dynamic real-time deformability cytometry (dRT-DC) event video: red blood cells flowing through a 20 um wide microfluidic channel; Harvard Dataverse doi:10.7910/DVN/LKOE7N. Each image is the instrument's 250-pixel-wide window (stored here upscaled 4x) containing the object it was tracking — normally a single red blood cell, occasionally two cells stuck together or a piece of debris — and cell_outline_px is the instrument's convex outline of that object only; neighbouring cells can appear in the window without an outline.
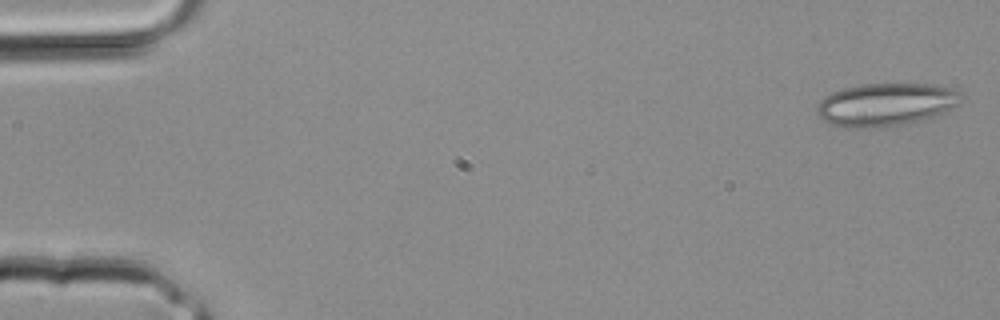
{"species": "common noctule bat (a hibernating species)", "species_latin": "Nyctalus noctula", "temperature_condition": "room temperature", "stored_images_in_passage": 2, "camera_frame_rate_fps": 3000, "um_per_image_px": 0.085, "animal": {"sex": "male", "body_mass_g": 20.4}, "frame": {"image": 1, "passage_image": 1, "time_ms": 0.0, "image_size_px": [1000, 320], "cell_outline_px": [[964, 96], [956, 104], [936, 116], [924, 120], [888, 128], [844, 128], [820, 120], [816, 112], [816, 104], [824, 96], [832, 92], [844, 88], [860, 84], [936, 84], [952, 88], [960, 92]], "centroid_in_image_um": [75.25, 8.9], "position_along_channel_um": 9.7, "area_um2": 36.76}}